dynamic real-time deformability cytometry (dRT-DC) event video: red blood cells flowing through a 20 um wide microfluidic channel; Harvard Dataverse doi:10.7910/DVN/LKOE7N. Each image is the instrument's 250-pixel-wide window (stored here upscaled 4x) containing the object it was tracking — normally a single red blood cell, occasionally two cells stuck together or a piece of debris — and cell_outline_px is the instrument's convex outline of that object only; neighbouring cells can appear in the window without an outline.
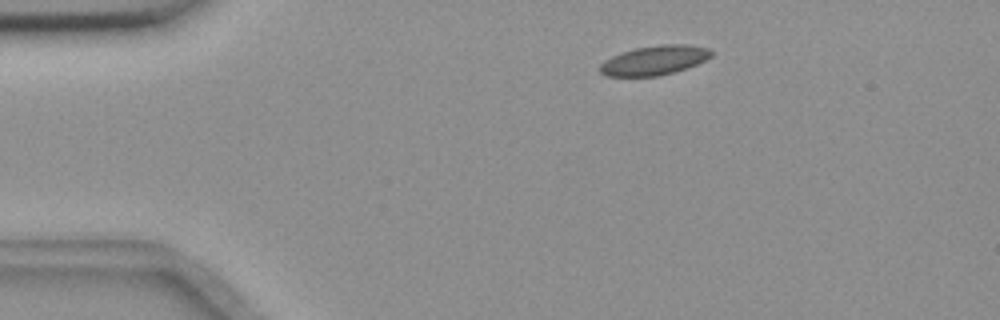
{"species": "common noctule bat (a hibernating species)", "species_latin": "Nyctalus noctula", "temperature_condition": "room temperature", "stored_images_in_passage": 5, "camera_frame_rate_fps": 3000, "um_per_image_px": 0.085, "animal": {"sex": "female", "body_mass_g": 18.4}, "frame": {"image": 1, "passage_image": 2, "time_ms": 0.333, "image_size_px": [1000, 320], "cell_outline_px": [[712, 56], [696, 64], [676, 72], [656, 76], [608, 76], [600, 72], [600, 64], [604, 60], [620, 52], [636, 48], [660, 44], [688, 44], [708, 48], [712, 52]], "centroid_in_image_um": [55.62, 5.12], "position_along_channel_um": 29.4, "area_um2": 19.07}}